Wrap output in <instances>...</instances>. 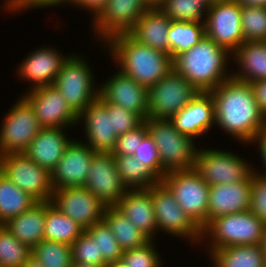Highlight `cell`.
I'll list each match as a JSON object with an SVG mask.
<instances>
[{
    "label": "cell",
    "instance_id": "4316f807",
    "mask_svg": "<svg viewBox=\"0 0 266 267\" xmlns=\"http://www.w3.org/2000/svg\"><path fill=\"white\" fill-rule=\"evenodd\" d=\"M232 56L239 65V70L231 73L234 79L250 84L266 79V41L244 42Z\"/></svg>",
    "mask_w": 266,
    "mask_h": 267
},
{
    "label": "cell",
    "instance_id": "f907efd6",
    "mask_svg": "<svg viewBox=\"0 0 266 267\" xmlns=\"http://www.w3.org/2000/svg\"><path fill=\"white\" fill-rule=\"evenodd\" d=\"M241 7L266 8V0H235Z\"/></svg>",
    "mask_w": 266,
    "mask_h": 267
},
{
    "label": "cell",
    "instance_id": "9c48e42d",
    "mask_svg": "<svg viewBox=\"0 0 266 267\" xmlns=\"http://www.w3.org/2000/svg\"><path fill=\"white\" fill-rule=\"evenodd\" d=\"M236 153L228 150H197L194 169L209 185L236 183L245 181L255 168Z\"/></svg>",
    "mask_w": 266,
    "mask_h": 267
},
{
    "label": "cell",
    "instance_id": "7dc6e473",
    "mask_svg": "<svg viewBox=\"0 0 266 267\" xmlns=\"http://www.w3.org/2000/svg\"><path fill=\"white\" fill-rule=\"evenodd\" d=\"M251 143H258L257 147H259L258 150L260 153V158H262L261 162L263 161L262 164L264 165L263 168L265 169V171H261L263 173L259 172V174L266 175V125H264L263 128L249 142V144Z\"/></svg>",
    "mask_w": 266,
    "mask_h": 267
},
{
    "label": "cell",
    "instance_id": "74e56055",
    "mask_svg": "<svg viewBox=\"0 0 266 267\" xmlns=\"http://www.w3.org/2000/svg\"><path fill=\"white\" fill-rule=\"evenodd\" d=\"M85 231L96 240L98 255H102L106 264L121 260L123 251L104 220L93 224Z\"/></svg>",
    "mask_w": 266,
    "mask_h": 267
},
{
    "label": "cell",
    "instance_id": "484cf974",
    "mask_svg": "<svg viewBox=\"0 0 266 267\" xmlns=\"http://www.w3.org/2000/svg\"><path fill=\"white\" fill-rule=\"evenodd\" d=\"M170 24L171 19L160 8H150L128 33L138 42L169 54Z\"/></svg>",
    "mask_w": 266,
    "mask_h": 267
},
{
    "label": "cell",
    "instance_id": "9a60e30c",
    "mask_svg": "<svg viewBox=\"0 0 266 267\" xmlns=\"http://www.w3.org/2000/svg\"><path fill=\"white\" fill-rule=\"evenodd\" d=\"M23 97L30 103L43 128L77 126L78 115L71 109L61 92L53 85L27 91ZM76 124V125H75Z\"/></svg>",
    "mask_w": 266,
    "mask_h": 267
},
{
    "label": "cell",
    "instance_id": "60d3db41",
    "mask_svg": "<svg viewBox=\"0 0 266 267\" xmlns=\"http://www.w3.org/2000/svg\"><path fill=\"white\" fill-rule=\"evenodd\" d=\"M150 240L142 247L123 251L122 260L128 267H162L161 257Z\"/></svg>",
    "mask_w": 266,
    "mask_h": 267
},
{
    "label": "cell",
    "instance_id": "f35d334b",
    "mask_svg": "<svg viewBox=\"0 0 266 267\" xmlns=\"http://www.w3.org/2000/svg\"><path fill=\"white\" fill-rule=\"evenodd\" d=\"M241 28L244 42L266 41V8L242 7Z\"/></svg>",
    "mask_w": 266,
    "mask_h": 267
},
{
    "label": "cell",
    "instance_id": "4dcf8cb0",
    "mask_svg": "<svg viewBox=\"0 0 266 267\" xmlns=\"http://www.w3.org/2000/svg\"><path fill=\"white\" fill-rule=\"evenodd\" d=\"M85 229L63 214L51 201L46 202L44 240L71 245Z\"/></svg>",
    "mask_w": 266,
    "mask_h": 267
},
{
    "label": "cell",
    "instance_id": "6da1fadb",
    "mask_svg": "<svg viewBox=\"0 0 266 267\" xmlns=\"http://www.w3.org/2000/svg\"><path fill=\"white\" fill-rule=\"evenodd\" d=\"M215 124L234 139L248 143L266 125L250 83L233 77L211 90Z\"/></svg>",
    "mask_w": 266,
    "mask_h": 267
},
{
    "label": "cell",
    "instance_id": "44dd1931",
    "mask_svg": "<svg viewBox=\"0 0 266 267\" xmlns=\"http://www.w3.org/2000/svg\"><path fill=\"white\" fill-rule=\"evenodd\" d=\"M251 195L252 174L245 181L210 186L207 225L219 216L250 210Z\"/></svg>",
    "mask_w": 266,
    "mask_h": 267
},
{
    "label": "cell",
    "instance_id": "b9f144b4",
    "mask_svg": "<svg viewBox=\"0 0 266 267\" xmlns=\"http://www.w3.org/2000/svg\"><path fill=\"white\" fill-rule=\"evenodd\" d=\"M134 158L146 164L160 179L166 174L161 168L160 155L149 133L144 137L134 153Z\"/></svg>",
    "mask_w": 266,
    "mask_h": 267
},
{
    "label": "cell",
    "instance_id": "ba28073f",
    "mask_svg": "<svg viewBox=\"0 0 266 267\" xmlns=\"http://www.w3.org/2000/svg\"><path fill=\"white\" fill-rule=\"evenodd\" d=\"M199 91L174 69L148 88V118L171 119Z\"/></svg>",
    "mask_w": 266,
    "mask_h": 267
},
{
    "label": "cell",
    "instance_id": "83f0119b",
    "mask_svg": "<svg viewBox=\"0 0 266 267\" xmlns=\"http://www.w3.org/2000/svg\"><path fill=\"white\" fill-rule=\"evenodd\" d=\"M46 202H37L3 225L23 244L33 248L44 240Z\"/></svg>",
    "mask_w": 266,
    "mask_h": 267
},
{
    "label": "cell",
    "instance_id": "d6a6232c",
    "mask_svg": "<svg viewBox=\"0 0 266 267\" xmlns=\"http://www.w3.org/2000/svg\"><path fill=\"white\" fill-rule=\"evenodd\" d=\"M116 168L128 190L148 189L161 179L134 156H114Z\"/></svg>",
    "mask_w": 266,
    "mask_h": 267
},
{
    "label": "cell",
    "instance_id": "f546056e",
    "mask_svg": "<svg viewBox=\"0 0 266 267\" xmlns=\"http://www.w3.org/2000/svg\"><path fill=\"white\" fill-rule=\"evenodd\" d=\"M103 220L116 237L122 251L144 246L150 239L115 206H106Z\"/></svg>",
    "mask_w": 266,
    "mask_h": 267
},
{
    "label": "cell",
    "instance_id": "8fae6325",
    "mask_svg": "<svg viewBox=\"0 0 266 267\" xmlns=\"http://www.w3.org/2000/svg\"><path fill=\"white\" fill-rule=\"evenodd\" d=\"M151 196L158 230L190 240L192 244L202 241V230L179 206L162 181L151 186Z\"/></svg>",
    "mask_w": 266,
    "mask_h": 267
},
{
    "label": "cell",
    "instance_id": "277c9868",
    "mask_svg": "<svg viewBox=\"0 0 266 267\" xmlns=\"http://www.w3.org/2000/svg\"><path fill=\"white\" fill-rule=\"evenodd\" d=\"M144 122L157 146L165 173L194 168L198 149L192 137L180 133L170 119L146 118Z\"/></svg>",
    "mask_w": 266,
    "mask_h": 267
},
{
    "label": "cell",
    "instance_id": "7c38bea8",
    "mask_svg": "<svg viewBox=\"0 0 266 267\" xmlns=\"http://www.w3.org/2000/svg\"><path fill=\"white\" fill-rule=\"evenodd\" d=\"M43 127L30 103L22 96L12 105L0 129V156L24 153Z\"/></svg>",
    "mask_w": 266,
    "mask_h": 267
},
{
    "label": "cell",
    "instance_id": "e575fe53",
    "mask_svg": "<svg viewBox=\"0 0 266 267\" xmlns=\"http://www.w3.org/2000/svg\"><path fill=\"white\" fill-rule=\"evenodd\" d=\"M31 257L45 267H72L71 245L42 240L31 249Z\"/></svg>",
    "mask_w": 266,
    "mask_h": 267
},
{
    "label": "cell",
    "instance_id": "7bdbcfd3",
    "mask_svg": "<svg viewBox=\"0 0 266 267\" xmlns=\"http://www.w3.org/2000/svg\"><path fill=\"white\" fill-rule=\"evenodd\" d=\"M148 134L146 123L143 122L136 129L127 133L119 135L114 150L113 156H133L139 144H141L144 137Z\"/></svg>",
    "mask_w": 266,
    "mask_h": 267
},
{
    "label": "cell",
    "instance_id": "11a10c76",
    "mask_svg": "<svg viewBox=\"0 0 266 267\" xmlns=\"http://www.w3.org/2000/svg\"><path fill=\"white\" fill-rule=\"evenodd\" d=\"M106 267H128L126 263L121 259L115 262L108 263Z\"/></svg>",
    "mask_w": 266,
    "mask_h": 267
},
{
    "label": "cell",
    "instance_id": "ab89813d",
    "mask_svg": "<svg viewBox=\"0 0 266 267\" xmlns=\"http://www.w3.org/2000/svg\"><path fill=\"white\" fill-rule=\"evenodd\" d=\"M72 261L84 264L107 265L98 255L97 242L86 231H84L71 244Z\"/></svg>",
    "mask_w": 266,
    "mask_h": 267
},
{
    "label": "cell",
    "instance_id": "db71d44e",
    "mask_svg": "<svg viewBox=\"0 0 266 267\" xmlns=\"http://www.w3.org/2000/svg\"><path fill=\"white\" fill-rule=\"evenodd\" d=\"M150 8H159L165 0H144Z\"/></svg>",
    "mask_w": 266,
    "mask_h": 267
},
{
    "label": "cell",
    "instance_id": "f6af8a7d",
    "mask_svg": "<svg viewBox=\"0 0 266 267\" xmlns=\"http://www.w3.org/2000/svg\"><path fill=\"white\" fill-rule=\"evenodd\" d=\"M143 122L144 120L137 113L112 104L113 131L118 135L136 129Z\"/></svg>",
    "mask_w": 266,
    "mask_h": 267
},
{
    "label": "cell",
    "instance_id": "d4e9b609",
    "mask_svg": "<svg viewBox=\"0 0 266 267\" xmlns=\"http://www.w3.org/2000/svg\"><path fill=\"white\" fill-rule=\"evenodd\" d=\"M115 207L150 240H154L158 229L156 227L151 187L148 189L128 190Z\"/></svg>",
    "mask_w": 266,
    "mask_h": 267
},
{
    "label": "cell",
    "instance_id": "2e32d148",
    "mask_svg": "<svg viewBox=\"0 0 266 267\" xmlns=\"http://www.w3.org/2000/svg\"><path fill=\"white\" fill-rule=\"evenodd\" d=\"M51 203L85 230L103 220L106 205L84 186L55 189Z\"/></svg>",
    "mask_w": 266,
    "mask_h": 267
},
{
    "label": "cell",
    "instance_id": "d6986e66",
    "mask_svg": "<svg viewBox=\"0 0 266 267\" xmlns=\"http://www.w3.org/2000/svg\"><path fill=\"white\" fill-rule=\"evenodd\" d=\"M94 153L84 142L73 139L56 167L50 173L53 190L84 186Z\"/></svg>",
    "mask_w": 266,
    "mask_h": 267
},
{
    "label": "cell",
    "instance_id": "5b68a950",
    "mask_svg": "<svg viewBox=\"0 0 266 267\" xmlns=\"http://www.w3.org/2000/svg\"><path fill=\"white\" fill-rule=\"evenodd\" d=\"M264 224L250 210L219 216L202 230V241L206 238L210 241L209 252L235 245L261 244Z\"/></svg>",
    "mask_w": 266,
    "mask_h": 267
},
{
    "label": "cell",
    "instance_id": "7a4b0ae2",
    "mask_svg": "<svg viewBox=\"0 0 266 267\" xmlns=\"http://www.w3.org/2000/svg\"><path fill=\"white\" fill-rule=\"evenodd\" d=\"M119 71L146 88L173 70L172 57L135 40L129 33L112 36L105 44Z\"/></svg>",
    "mask_w": 266,
    "mask_h": 267
},
{
    "label": "cell",
    "instance_id": "f5cc1de1",
    "mask_svg": "<svg viewBox=\"0 0 266 267\" xmlns=\"http://www.w3.org/2000/svg\"><path fill=\"white\" fill-rule=\"evenodd\" d=\"M22 267H45L40 262L36 261L33 257H30Z\"/></svg>",
    "mask_w": 266,
    "mask_h": 267
},
{
    "label": "cell",
    "instance_id": "7402d4cb",
    "mask_svg": "<svg viewBox=\"0 0 266 267\" xmlns=\"http://www.w3.org/2000/svg\"><path fill=\"white\" fill-rule=\"evenodd\" d=\"M69 56H63L61 52L49 46L37 48L19 64L17 75L33 85L30 86V90L53 85Z\"/></svg>",
    "mask_w": 266,
    "mask_h": 267
},
{
    "label": "cell",
    "instance_id": "8d00e7d4",
    "mask_svg": "<svg viewBox=\"0 0 266 267\" xmlns=\"http://www.w3.org/2000/svg\"><path fill=\"white\" fill-rule=\"evenodd\" d=\"M159 8L174 21L205 22L208 7L201 0H165Z\"/></svg>",
    "mask_w": 266,
    "mask_h": 267
},
{
    "label": "cell",
    "instance_id": "816d5d0a",
    "mask_svg": "<svg viewBox=\"0 0 266 267\" xmlns=\"http://www.w3.org/2000/svg\"><path fill=\"white\" fill-rule=\"evenodd\" d=\"M76 0H42V2L37 6L38 8H44V7H54V6H58V5H62L63 4H71L73 5V3L75 2Z\"/></svg>",
    "mask_w": 266,
    "mask_h": 267
},
{
    "label": "cell",
    "instance_id": "f1b7e54d",
    "mask_svg": "<svg viewBox=\"0 0 266 267\" xmlns=\"http://www.w3.org/2000/svg\"><path fill=\"white\" fill-rule=\"evenodd\" d=\"M207 253L216 267H266L260 244L223 247Z\"/></svg>",
    "mask_w": 266,
    "mask_h": 267
},
{
    "label": "cell",
    "instance_id": "680465c9",
    "mask_svg": "<svg viewBox=\"0 0 266 267\" xmlns=\"http://www.w3.org/2000/svg\"><path fill=\"white\" fill-rule=\"evenodd\" d=\"M201 1L208 7L214 4L218 0H201Z\"/></svg>",
    "mask_w": 266,
    "mask_h": 267
},
{
    "label": "cell",
    "instance_id": "603a6c76",
    "mask_svg": "<svg viewBox=\"0 0 266 267\" xmlns=\"http://www.w3.org/2000/svg\"><path fill=\"white\" fill-rule=\"evenodd\" d=\"M170 120L180 133L193 139L208 133V130L215 124L212 94L199 92L188 105Z\"/></svg>",
    "mask_w": 266,
    "mask_h": 267
},
{
    "label": "cell",
    "instance_id": "8992f818",
    "mask_svg": "<svg viewBox=\"0 0 266 267\" xmlns=\"http://www.w3.org/2000/svg\"><path fill=\"white\" fill-rule=\"evenodd\" d=\"M161 181L172 192L179 206L203 230L207 226L210 186L193 168L166 173Z\"/></svg>",
    "mask_w": 266,
    "mask_h": 267
},
{
    "label": "cell",
    "instance_id": "e0dca14e",
    "mask_svg": "<svg viewBox=\"0 0 266 267\" xmlns=\"http://www.w3.org/2000/svg\"><path fill=\"white\" fill-rule=\"evenodd\" d=\"M80 122H83V132L88 141L84 142L86 145L94 152L112 153L119 137L113 131L112 104L99 95L78 115V123Z\"/></svg>",
    "mask_w": 266,
    "mask_h": 267
},
{
    "label": "cell",
    "instance_id": "c3c4849f",
    "mask_svg": "<svg viewBox=\"0 0 266 267\" xmlns=\"http://www.w3.org/2000/svg\"><path fill=\"white\" fill-rule=\"evenodd\" d=\"M256 102L262 113L266 116V79L251 83Z\"/></svg>",
    "mask_w": 266,
    "mask_h": 267
},
{
    "label": "cell",
    "instance_id": "3957f363",
    "mask_svg": "<svg viewBox=\"0 0 266 267\" xmlns=\"http://www.w3.org/2000/svg\"><path fill=\"white\" fill-rule=\"evenodd\" d=\"M231 55L205 35L198 44L173 60V69L199 92H210L232 77L226 69Z\"/></svg>",
    "mask_w": 266,
    "mask_h": 267
},
{
    "label": "cell",
    "instance_id": "ffe728a7",
    "mask_svg": "<svg viewBox=\"0 0 266 267\" xmlns=\"http://www.w3.org/2000/svg\"><path fill=\"white\" fill-rule=\"evenodd\" d=\"M102 85L99 86V95L107 103L135 112L143 120L148 118V88L120 71L112 74Z\"/></svg>",
    "mask_w": 266,
    "mask_h": 267
},
{
    "label": "cell",
    "instance_id": "9f6ffc18",
    "mask_svg": "<svg viewBox=\"0 0 266 267\" xmlns=\"http://www.w3.org/2000/svg\"><path fill=\"white\" fill-rule=\"evenodd\" d=\"M260 245H261V248L264 251V254L266 256V223L264 224L262 241H261Z\"/></svg>",
    "mask_w": 266,
    "mask_h": 267
},
{
    "label": "cell",
    "instance_id": "30bf717a",
    "mask_svg": "<svg viewBox=\"0 0 266 267\" xmlns=\"http://www.w3.org/2000/svg\"><path fill=\"white\" fill-rule=\"evenodd\" d=\"M0 172L38 202L51 201L54 190L50 172L24 153L1 155Z\"/></svg>",
    "mask_w": 266,
    "mask_h": 267
},
{
    "label": "cell",
    "instance_id": "ee69618b",
    "mask_svg": "<svg viewBox=\"0 0 266 267\" xmlns=\"http://www.w3.org/2000/svg\"><path fill=\"white\" fill-rule=\"evenodd\" d=\"M250 211L266 223V175L257 169L252 173V195Z\"/></svg>",
    "mask_w": 266,
    "mask_h": 267
},
{
    "label": "cell",
    "instance_id": "6f0895ef",
    "mask_svg": "<svg viewBox=\"0 0 266 267\" xmlns=\"http://www.w3.org/2000/svg\"><path fill=\"white\" fill-rule=\"evenodd\" d=\"M72 267H106V265H93V264H84L73 262Z\"/></svg>",
    "mask_w": 266,
    "mask_h": 267
},
{
    "label": "cell",
    "instance_id": "d590c367",
    "mask_svg": "<svg viewBox=\"0 0 266 267\" xmlns=\"http://www.w3.org/2000/svg\"><path fill=\"white\" fill-rule=\"evenodd\" d=\"M31 257V248L20 242L4 225H0V265L22 267Z\"/></svg>",
    "mask_w": 266,
    "mask_h": 267
},
{
    "label": "cell",
    "instance_id": "681fc988",
    "mask_svg": "<svg viewBox=\"0 0 266 267\" xmlns=\"http://www.w3.org/2000/svg\"><path fill=\"white\" fill-rule=\"evenodd\" d=\"M107 0H76L73 4L77 6V8L84 10L89 9L92 16L94 17L99 10L106 4Z\"/></svg>",
    "mask_w": 266,
    "mask_h": 267
},
{
    "label": "cell",
    "instance_id": "5bb4252c",
    "mask_svg": "<svg viewBox=\"0 0 266 267\" xmlns=\"http://www.w3.org/2000/svg\"><path fill=\"white\" fill-rule=\"evenodd\" d=\"M150 7L144 0H107L94 16V34L101 42L112 36L128 33Z\"/></svg>",
    "mask_w": 266,
    "mask_h": 267
},
{
    "label": "cell",
    "instance_id": "bcb514c9",
    "mask_svg": "<svg viewBox=\"0 0 266 267\" xmlns=\"http://www.w3.org/2000/svg\"><path fill=\"white\" fill-rule=\"evenodd\" d=\"M37 8V0H5L4 9L9 12H21Z\"/></svg>",
    "mask_w": 266,
    "mask_h": 267
},
{
    "label": "cell",
    "instance_id": "836d02e7",
    "mask_svg": "<svg viewBox=\"0 0 266 267\" xmlns=\"http://www.w3.org/2000/svg\"><path fill=\"white\" fill-rule=\"evenodd\" d=\"M205 36L204 22L171 20L168 31L169 55L174 60L179 54L188 51Z\"/></svg>",
    "mask_w": 266,
    "mask_h": 267
},
{
    "label": "cell",
    "instance_id": "ac0fdd59",
    "mask_svg": "<svg viewBox=\"0 0 266 267\" xmlns=\"http://www.w3.org/2000/svg\"><path fill=\"white\" fill-rule=\"evenodd\" d=\"M84 187L106 206H115L128 191L117 171L112 153H94Z\"/></svg>",
    "mask_w": 266,
    "mask_h": 267
},
{
    "label": "cell",
    "instance_id": "4fadbf2b",
    "mask_svg": "<svg viewBox=\"0 0 266 267\" xmlns=\"http://www.w3.org/2000/svg\"><path fill=\"white\" fill-rule=\"evenodd\" d=\"M241 14L242 7L235 0L216 1L207 8L205 35L232 54L244 43Z\"/></svg>",
    "mask_w": 266,
    "mask_h": 267
},
{
    "label": "cell",
    "instance_id": "52a82bcc",
    "mask_svg": "<svg viewBox=\"0 0 266 267\" xmlns=\"http://www.w3.org/2000/svg\"><path fill=\"white\" fill-rule=\"evenodd\" d=\"M87 63L82 56L71 54L53 84L77 115L99 97V88L94 87V73Z\"/></svg>",
    "mask_w": 266,
    "mask_h": 267
},
{
    "label": "cell",
    "instance_id": "cb8c5ba5",
    "mask_svg": "<svg viewBox=\"0 0 266 267\" xmlns=\"http://www.w3.org/2000/svg\"><path fill=\"white\" fill-rule=\"evenodd\" d=\"M64 132L62 128H42L24 154L51 173L73 140Z\"/></svg>",
    "mask_w": 266,
    "mask_h": 267
},
{
    "label": "cell",
    "instance_id": "91938a15",
    "mask_svg": "<svg viewBox=\"0 0 266 267\" xmlns=\"http://www.w3.org/2000/svg\"><path fill=\"white\" fill-rule=\"evenodd\" d=\"M42 2V0H37V6Z\"/></svg>",
    "mask_w": 266,
    "mask_h": 267
},
{
    "label": "cell",
    "instance_id": "1f68e13d",
    "mask_svg": "<svg viewBox=\"0 0 266 267\" xmlns=\"http://www.w3.org/2000/svg\"><path fill=\"white\" fill-rule=\"evenodd\" d=\"M37 202L0 172V225L27 211Z\"/></svg>",
    "mask_w": 266,
    "mask_h": 267
}]
</instances>
